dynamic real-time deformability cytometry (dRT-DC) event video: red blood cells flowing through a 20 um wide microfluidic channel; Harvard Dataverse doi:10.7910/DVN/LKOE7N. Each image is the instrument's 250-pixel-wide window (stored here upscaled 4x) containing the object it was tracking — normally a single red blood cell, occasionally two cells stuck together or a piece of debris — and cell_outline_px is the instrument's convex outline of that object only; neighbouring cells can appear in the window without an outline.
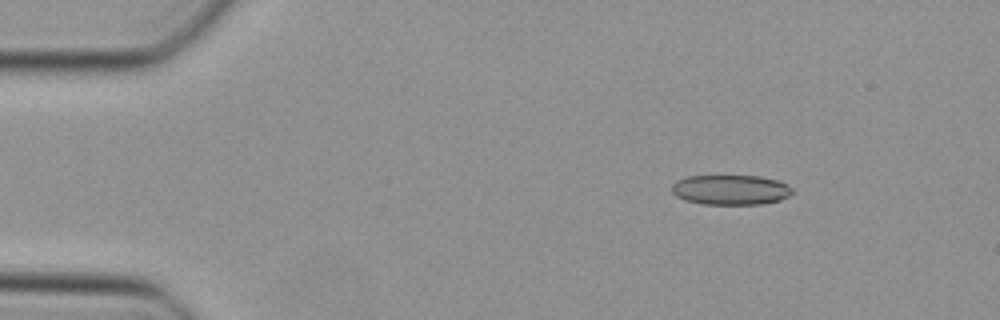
{"species": "Egyptian fruit bat (a non-hibernating species)", "species_latin": "Rousettus aegyptiacus", "temperature_condition": "cold", "stored_images_in_passage": 42, "camera_frame_rate_fps": 3000, "um_per_image_px": 0.085, "animal": {"sex": "female"}, "frame": {"image": 1, "passage_image": 1, "time_ms": 0.0, "image_size_px": [1000, 320], "cell_outline_px": [[792, 192], [788, 196], [780, 200], [760, 204], [704, 204], [684, 200], [676, 196], [672, 192], [672, 184], [676, 180], [688, 176], [760, 176], [780, 180], [788, 184], [792, 188]], "centroid_in_image_um": [62.11, 16.13], "position_along_channel_um": 22.9, "area_um2": 21.15}}
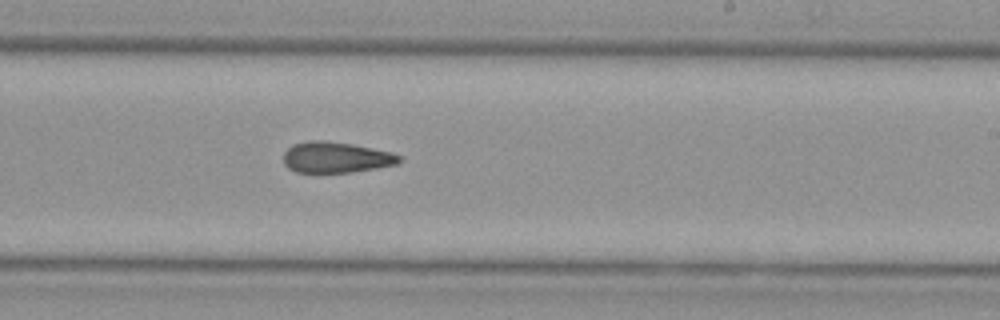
{"frame": {"image": 2, "passage_image": 23, "time_ms": 7.333, "image_size_px": [1000, 320], "cell_outline_px": [[400, 164], [352, 172], [296, 172], [288, 168], [284, 164], [284, 152], [292, 144], [308, 140], [324, 140], [352, 144], [392, 152], [400, 156]], "centroid_in_image_um": [28.55, 13.37], "position_along_channel_um": 260.5, "area_um2": 20.92}}
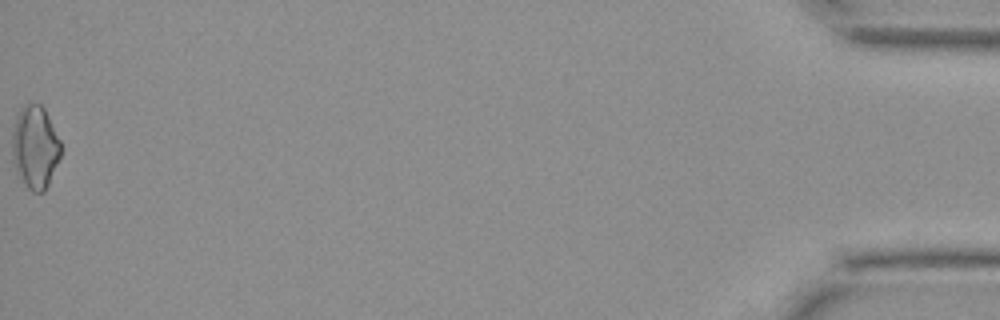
{"frame": {"image": 3, "passage_image": 42, "time_ms": 13.667, "image_size_px": [1000, 320], "cell_outline_px": [[60, 156], [48, 184], [44, 192], [32, 192], [24, 184], [16, 172], [12, 160], [12, 132], [16, 116], [20, 108], [24, 104], [40, 104], [44, 108], [60, 140]], "centroid_in_image_um": [2.95, 12.51], "position_along_channel_um": 432.2, "area_um2": 23.47}}